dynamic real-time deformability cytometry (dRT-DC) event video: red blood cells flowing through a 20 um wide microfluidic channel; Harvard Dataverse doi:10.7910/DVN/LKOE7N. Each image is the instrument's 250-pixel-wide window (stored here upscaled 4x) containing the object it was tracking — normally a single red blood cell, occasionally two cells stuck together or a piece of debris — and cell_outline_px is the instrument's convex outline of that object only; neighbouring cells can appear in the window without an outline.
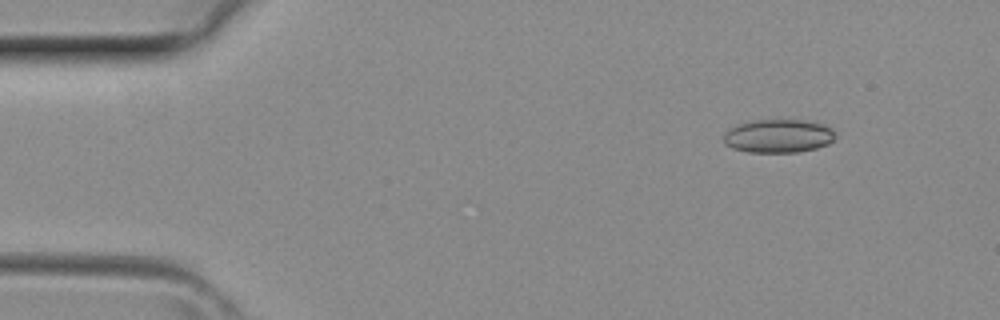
{"species": "common noctule bat (a hibernating species)", "species_latin": "Nyctalus noctula", "temperature_condition": "room temperature", "stored_images_in_passage": 4, "camera_frame_rate_fps": 3000, "um_per_image_px": 0.085, "animal": {"sex": "female", "body_mass_g": 29.2, "forearm_length_mm": 56.3}, "frame": {"image": 1, "passage_image": 4, "time_ms": 1.0, "image_size_px": [1000, 320], "cell_outline_px": [[836, 136], [828, 144], [816, 148], [796, 152], [748, 152], [732, 148], [724, 144], [724, 132], [728, 128], [736, 124], [752, 120], [804, 120], [824, 124], [832, 128]], "centroid_in_image_um": [66.13, 11.55], "position_along_channel_um": 18.9, "area_um2": 21.96}}